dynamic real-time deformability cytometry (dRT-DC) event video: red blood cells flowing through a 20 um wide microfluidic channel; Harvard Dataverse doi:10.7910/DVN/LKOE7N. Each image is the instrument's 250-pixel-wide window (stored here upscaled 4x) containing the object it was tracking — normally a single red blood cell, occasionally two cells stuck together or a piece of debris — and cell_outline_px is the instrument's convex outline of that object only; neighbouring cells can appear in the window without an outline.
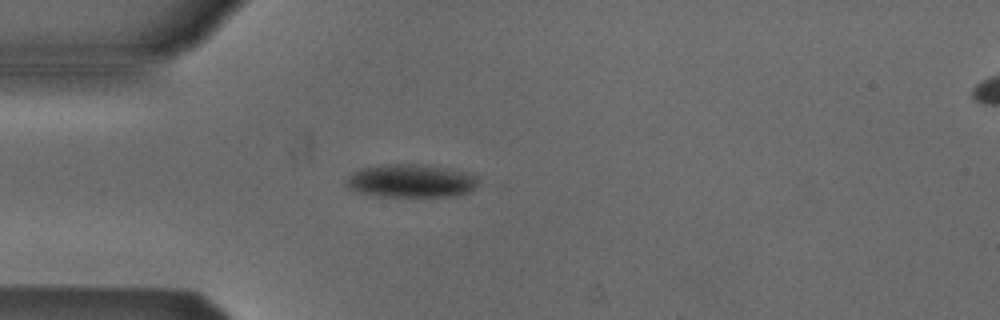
{"species": "Egyptian fruit bat (a non-hibernating species)", "species_latin": "Rousettus aegyptiacus", "temperature_condition": "cold", "stored_images_in_passage": 4, "camera_frame_rate_fps": 3000, "um_per_image_px": 0.085, "animal": {"sex": "male"}, "frame": {"image": 1, "passage_image": 3, "time_ms": 2.333, "image_size_px": [1000, 320], "cell_outline_px": [[476, 184], [468, 192], [452, 196], [376, 196], [356, 192], [348, 188], [344, 180], [348, 176], [364, 168], [388, 164], [420, 164], [448, 168], [468, 172], [476, 176]], "centroid_in_image_um": [34.9, 15.37], "position_along_channel_um": 50.1, "area_um2": 25.32}}